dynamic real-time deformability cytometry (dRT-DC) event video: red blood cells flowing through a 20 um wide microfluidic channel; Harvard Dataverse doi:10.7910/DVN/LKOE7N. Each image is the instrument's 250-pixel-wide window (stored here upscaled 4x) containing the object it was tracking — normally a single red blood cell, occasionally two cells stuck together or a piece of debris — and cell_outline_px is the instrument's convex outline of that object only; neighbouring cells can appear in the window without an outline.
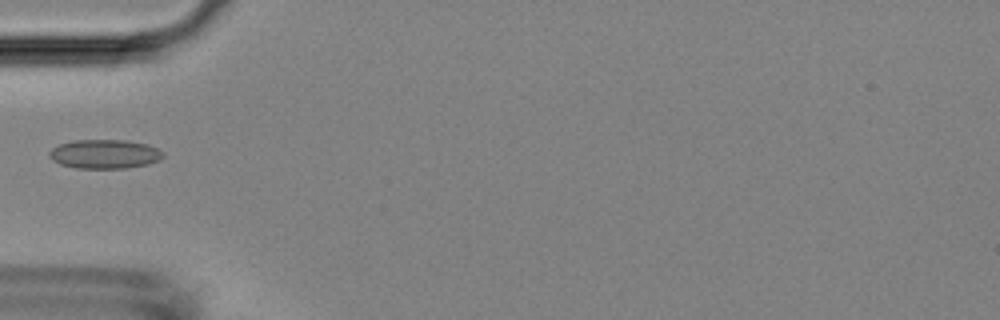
{"species": "Egyptian fruit bat (a non-hibernating species)", "species_latin": "Rousettus aegyptiacus", "temperature_condition": "room temperature", "stored_images_in_passage": 16, "camera_frame_rate_fps": 3000, "um_per_image_px": 0.085, "animal": {"sex": "female"}, "frame": {"image": 1, "passage_image": 1, "time_ms": 0.0, "image_size_px": [1000, 320], "cell_outline_px": [[164, 156], [148, 164], [124, 168], [76, 168], [60, 164], [52, 160], [48, 156], [48, 152], [52, 148], [60, 144], [72, 140], [124, 140], [148, 144], [164, 152]], "centroid_in_image_um": [8.86, 13.09], "position_along_channel_um": 76.1, "area_um2": 19.25}}